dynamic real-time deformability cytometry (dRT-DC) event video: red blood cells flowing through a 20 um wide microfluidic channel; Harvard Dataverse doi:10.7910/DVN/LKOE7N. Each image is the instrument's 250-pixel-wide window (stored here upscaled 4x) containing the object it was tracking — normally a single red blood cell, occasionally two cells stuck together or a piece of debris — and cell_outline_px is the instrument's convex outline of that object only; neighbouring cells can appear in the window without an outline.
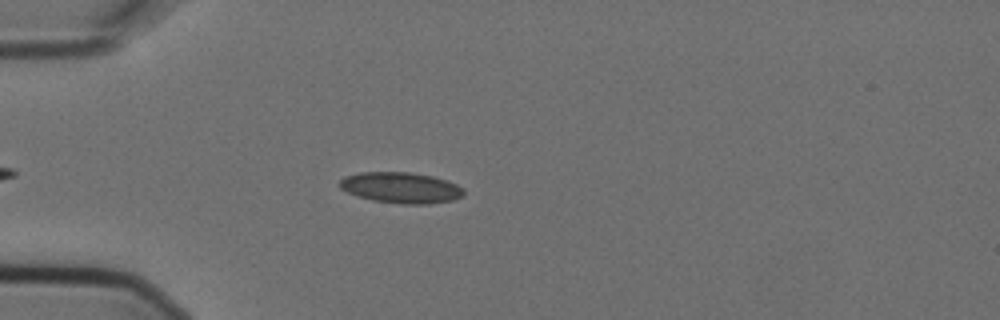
{"species": "Egyptian fruit bat (a non-hibernating species)", "species_latin": "Rousettus aegyptiacus", "temperature_condition": "cold", "stored_images_in_passage": 5, "camera_frame_rate_fps": 3000, "um_per_image_px": 0.085, "animal": {"sex": "female"}, "frame": {"image": 1, "passage_image": 4, "time_ms": 1.0, "image_size_px": [1000, 320], "cell_outline_px": [[464, 196], [452, 200], [428, 204], [400, 204], [372, 200], [356, 196], [340, 188], [340, 180], [344, 176], [360, 172], [408, 172], [432, 176], [456, 184], [464, 188]], "centroid_in_image_um": [34.07, 15.96], "position_along_channel_um": 50.9, "area_um2": 22.37}}